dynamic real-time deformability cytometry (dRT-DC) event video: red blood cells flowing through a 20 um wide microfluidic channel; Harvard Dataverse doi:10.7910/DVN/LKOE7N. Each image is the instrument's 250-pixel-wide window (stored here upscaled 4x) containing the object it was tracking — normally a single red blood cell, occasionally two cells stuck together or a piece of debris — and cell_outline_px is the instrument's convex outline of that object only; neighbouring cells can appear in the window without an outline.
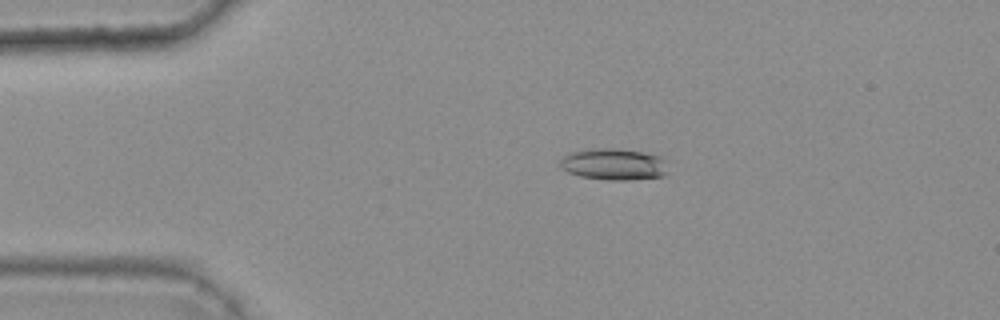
{"species": "common noctule bat (a hibernating species)", "species_latin": "Nyctalus noctula", "temperature_condition": "warm", "stored_images_in_passage": 43, "camera_frame_rate_fps": 3000, "um_per_image_px": 0.085, "animal": {"sex": "female", "body_mass_g": 25.1}, "frame": {"image": 1, "passage_image": 7, "time_ms": 2.0, "image_size_px": [1000, 320], "cell_outline_px": [[668, 172], [664, 176], [628, 180], [608, 180], [580, 176], [568, 172], [560, 168], [560, 160], [568, 152], [592, 148], [612, 148], [644, 152], [660, 156], [664, 160]], "centroid_in_image_um": [52.15, 13.96], "position_along_channel_um": 32.8, "area_um2": 20.0}}
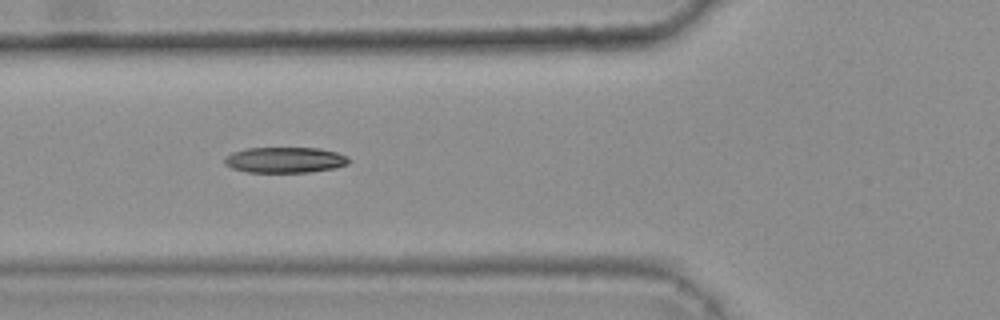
{"frame": {"image": 2, "passage_image": 16, "time_ms": 5.0, "image_size_px": [1000, 320], "cell_outline_px": [[348, 164], [336, 168], [308, 172], [248, 172], [232, 168], [224, 164], [224, 156], [232, 152], [244, 148], [320, 148], [336, 152], [348, 156]], "centroid_in_image_um": [24.2, 13.59], "position_along_channel_um": 101.6, "area_um2": 18.73}}
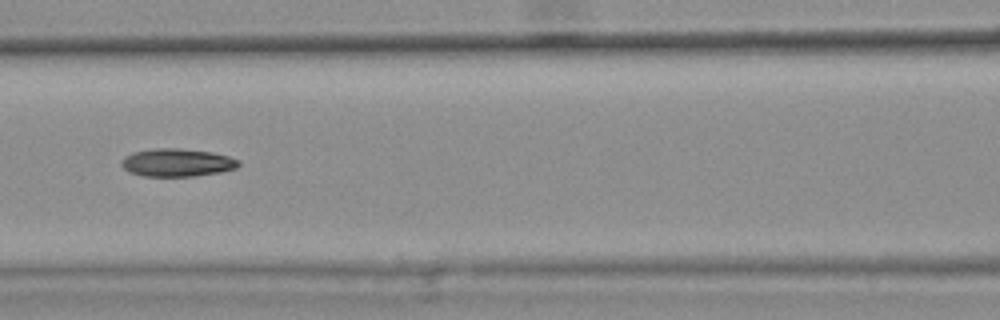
{"frame": {"image": 3, "passage_image": 20, "time_ms": 6.333, "image_size_px": [1000, 320], "cell_outline_px": [[240, 164], [236, 168], [220, 172], [196, 176], [144, 176], [128, 172], [120, 164], [120, 160], [124, 156], [132, 152], [152, 148], [180, 148], [212, 152], [228, 156], [240, 160]], "centroid_in_image_um": [15.02, 13.81], "position_along_channel_um": 151.6, "area_um2": 19.31}, "authors_computed_cell_mechanics": {"area_um2": 18.785, "velocity_mm_per_s": 3.7286, "shape_relaxation_time_tau1_ms": null, "shape_relaxation_time_tau2_ms": 11.1281, "deformation_change_tau1": null, "deformation_change_tau2": 0.2356}}